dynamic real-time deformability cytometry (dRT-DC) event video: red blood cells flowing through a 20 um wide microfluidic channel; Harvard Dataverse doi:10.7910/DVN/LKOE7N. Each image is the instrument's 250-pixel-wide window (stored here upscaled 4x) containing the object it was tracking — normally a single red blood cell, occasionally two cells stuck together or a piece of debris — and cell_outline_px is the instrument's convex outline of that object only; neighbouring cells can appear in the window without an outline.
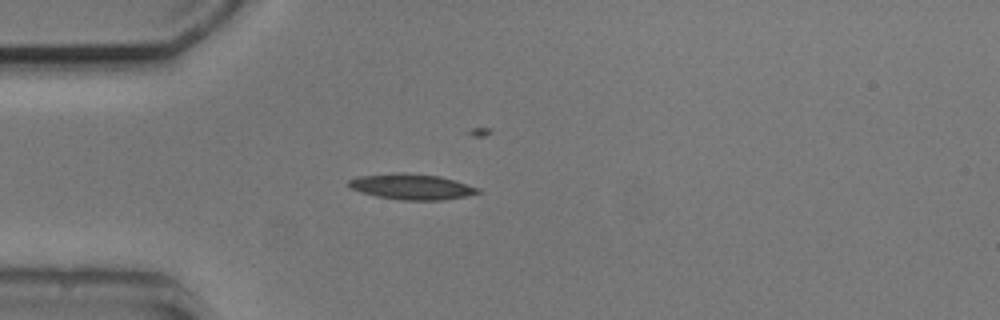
{"species": "common noctule bat (a hibernating species)", "species_latin": "Nyctalus noctula", "temperature_condition": "cold", "stored_images_in_passage": 6, "camera_frame_rate_fps": 3000, "um_per_image_px": 0.085, "animal": {"sex": "male", "body_mass_g": 20.5, "forearm_length_mm": 52.5}, "frame": {"image": 1, "passage_image": 2, "time_ms": 1.333, "image_size_px": [1000, 320], "cell_outline_px": [[480, 192], [468, 196], [444, 200], [400, 200], [376, 196], [360, 192], [352, 188], [348, 184], [348, 180], [356, 176], [396, 172], [400, 172], [440, 176], [480, 188]], "centroid_in_image_um": [34.97, 15.87], "position_along_channel_um": 50.0, "area_um2": 19.42}}